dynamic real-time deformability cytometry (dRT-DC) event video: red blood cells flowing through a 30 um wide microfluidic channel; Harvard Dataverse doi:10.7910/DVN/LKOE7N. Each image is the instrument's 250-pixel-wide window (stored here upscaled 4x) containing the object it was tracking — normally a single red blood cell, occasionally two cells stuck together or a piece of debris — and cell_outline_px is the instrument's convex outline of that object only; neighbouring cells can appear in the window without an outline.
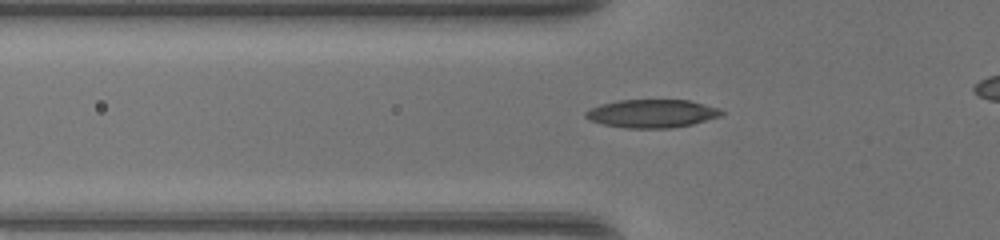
{"species": "common noctule bat (a hibernating species)", "species_latin": "Nyctalus noctula", "temperature_condition": "warm", "stored_images_in_passage": 29, "camera_frame_rate_fps": 3000, "um_per_image_px": 0.085, "animal": {"sex": "female", "body_mass_g": 17.0, "forearm_length_mm": 48.0}, "frame": {"image": 1, "passage_image": 4, "time_ms": 1.0, "image_size_px": [1000, 240], "cell_outline_px": [[724, 112], [720, 116], [692, 124], [672, 128], [628, 128], [604, 124], [592, 120], [584, 116], [584, 112], [600, 104], [616, 100], [688, 100], [720, 108]], "centroid_in_image_um": [55.42, 9.64], "position_along_channel_um": 70.4, "area_um2": 22.2}}
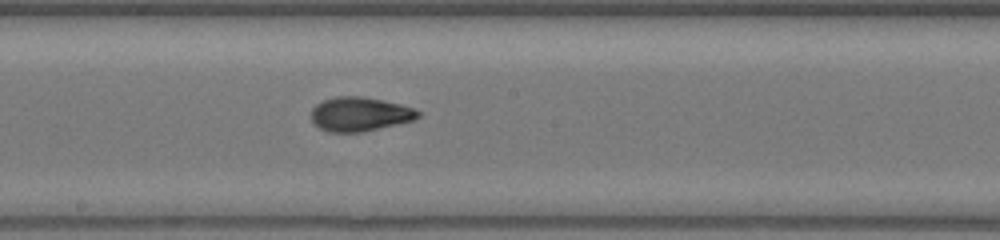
{"frame": {"image": 2, "passage_image": 14, "time_ms": 4.333, "image_size_px": [1000, 240], "cell_outline_px": [[420, 116], [412, 120], [396, 124], [360, 132], [328, 132], [320, 128], [312, 120], [312, 108], [316, 104], [324, 100], [336, 96], [360, 96], [400, 104], [412, 108], [420, 112]], "centroid_in_image_um": [30.55, 9.7], "position_along_channel_um": 217.6, "area_um2": 20.87}}
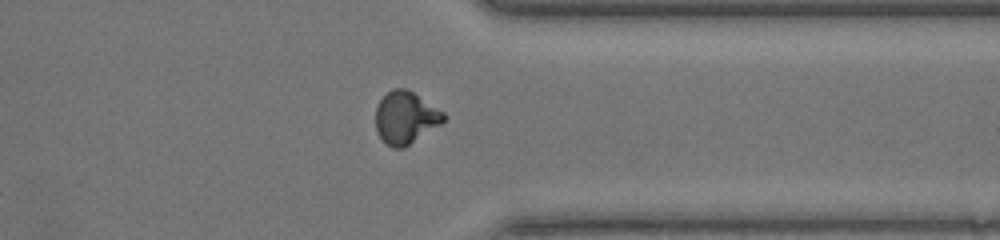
{"frame": {"image": 3, "passage_image": 25, "time_ms": 8.0, "image_size_px": [1000, 240], "cell_outline_px": [[448, 116], [440, 124], [404, 148], [392, 148], [376, 132], [376, 108], [380, 100], [392, 88], [404, 88], [412, 92], [444, 112]], "centroid_in_image_um": [34.47, 10.0], "position_along_channel_um": 376.9, "area_um2": 20.46}}